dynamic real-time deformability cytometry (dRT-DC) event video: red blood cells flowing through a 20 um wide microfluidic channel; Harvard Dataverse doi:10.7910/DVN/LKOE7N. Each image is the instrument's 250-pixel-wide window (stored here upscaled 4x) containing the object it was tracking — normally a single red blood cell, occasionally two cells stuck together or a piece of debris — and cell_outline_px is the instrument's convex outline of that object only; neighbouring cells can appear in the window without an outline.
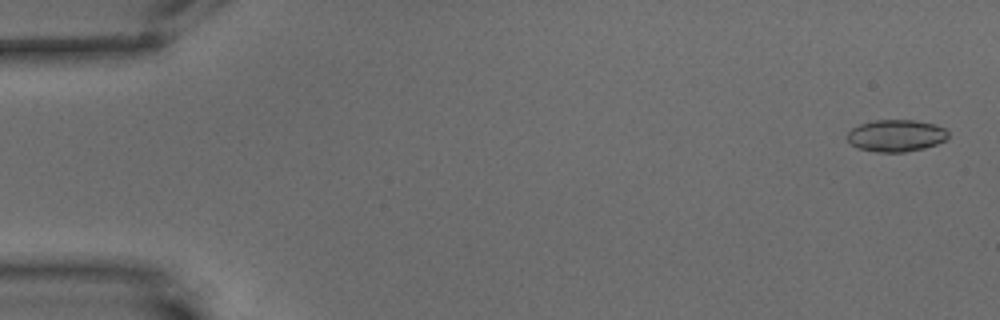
{"species": "common noctule bat (a hibernating species)", "species_latin": "Nyctalus noctula", "temperature_condition": "warm", "stored_images_in_passage": 59, "camera_frame_rate_fps": 3000, "um_per_image_px": 0.085, "animal": {"sex": "male", "body_mass_g": 15.6}, "frame": {"image": 1, "passage_image": 2, "time_ms": 0.333, "image_size_px": [1000, 320], "cell_outline_px": [[948, 136], [944, 140], [936, 144], [924, 148], [904, 152], [876, 152], [856, 148], [848, 140], [848, 132], [852, 128], [860, 124], [876, 120], [912, 120], [932, 124], [944, 128], [948, 132]], "centroid_in_image_um": [76.14, 11.54], "position_along_channel_um": 8.9, "area_um2": 18.61}}
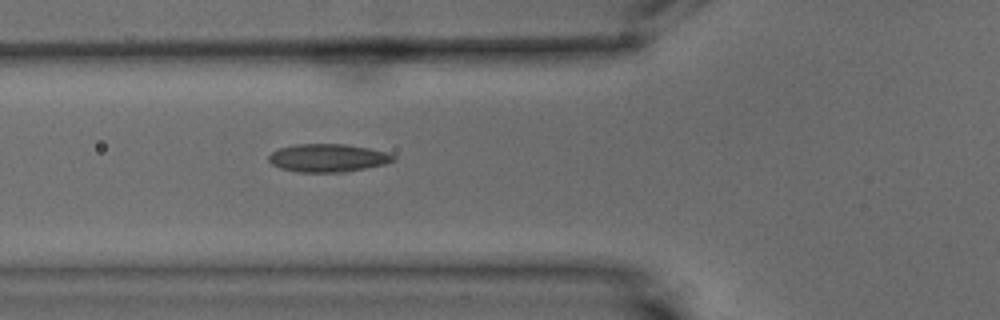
{"frame": {"image": 2, "passage_image": 22, "time_ms": 7.0, "image_size_px": [1000, 320], "cell_outline_px": [[396, 160], [384, 164], [348, 172], [296, 172], [280, 168], [272, 164], [268, 160], [268, 156], [272, 152], [280, 148], [296, 144], [344, 144], [368, 148], [388, 152], [396, 156]], "centroid_in_image_um": [27.88, 13.43], "position_along_channel_um": 97.9, "area_um2": 20.46}}
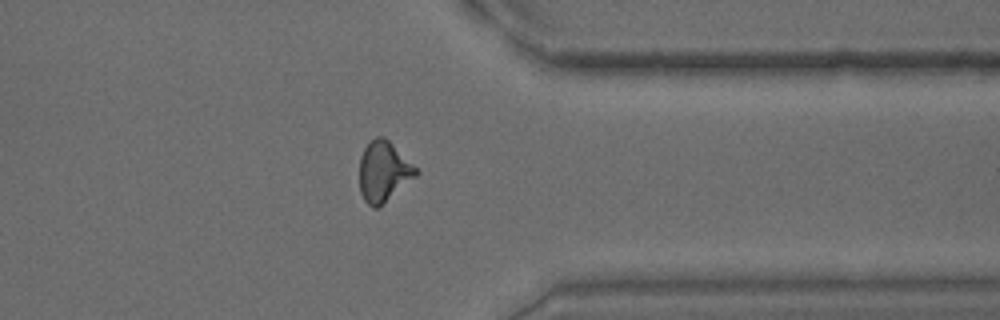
{"frame": {"image": 3, "passage_image": 47, "time_ms": 15.333, "image_size_px": [1000, 320], "cell_outline_px": [[420, 172], [416, 176], [376, 208], [372, 208], [364, 200], [360, 192], [360, 156], [364, 148], [376, 136], [384, 136]], "centroid_in_image_um": [32.58, 14.57], "position_along_channel_um": 378.8, "area_um2": 19.36}, "authors_computed_cell_mechanics": {"area_um2": 19.2474, "velocity_mm_per_s": 3.4389, "shape_relaxation_time_tau1_ms": 10.5227, "shape_relaxation_time_tau2_ms": 1.6509, "deformation_change_tau1": 0.2465, "deformation_change_tau2": 0.0887}}